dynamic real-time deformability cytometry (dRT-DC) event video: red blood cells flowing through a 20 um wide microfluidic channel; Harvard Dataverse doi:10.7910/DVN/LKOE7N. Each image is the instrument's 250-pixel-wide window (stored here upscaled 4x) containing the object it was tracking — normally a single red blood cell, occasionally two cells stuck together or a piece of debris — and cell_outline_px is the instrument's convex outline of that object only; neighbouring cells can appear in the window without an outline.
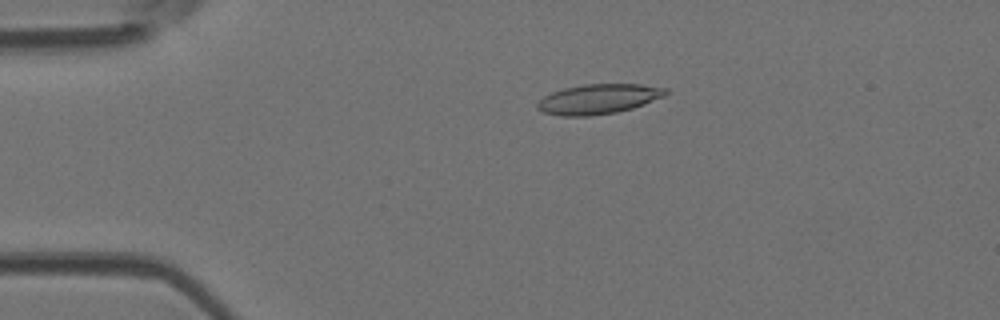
{"species": "Egyptian fruit bat (a non-hibernating species)", "species_latin": "Rousettus aegyptiacus", "temperature_condition": "room temperature", "stored_images_in_passage": 2, "camera_frame_rate_fps": 3000, "um_per_image_px": 0.085, "animal": {"sex": "female"}, "frame": {"image": 1, "passage_image": 1, "time_ms": 0.0, "image_size_px": [1000, 320], "cell_outline_px": [[668, 92], [664, 96], [644, 104], [632, 108], [616, 112], [588, 116], [560, 116], [544, 112], [536, 108], [536, 104], [544, 96], [552, 92], [564, 88], [584, 84], [640, 84], [668, 88]], "centroid_in_image_um": [50.87, 8.41], "position_along_channel_um": 34.1, "area_um2": 22.31}}